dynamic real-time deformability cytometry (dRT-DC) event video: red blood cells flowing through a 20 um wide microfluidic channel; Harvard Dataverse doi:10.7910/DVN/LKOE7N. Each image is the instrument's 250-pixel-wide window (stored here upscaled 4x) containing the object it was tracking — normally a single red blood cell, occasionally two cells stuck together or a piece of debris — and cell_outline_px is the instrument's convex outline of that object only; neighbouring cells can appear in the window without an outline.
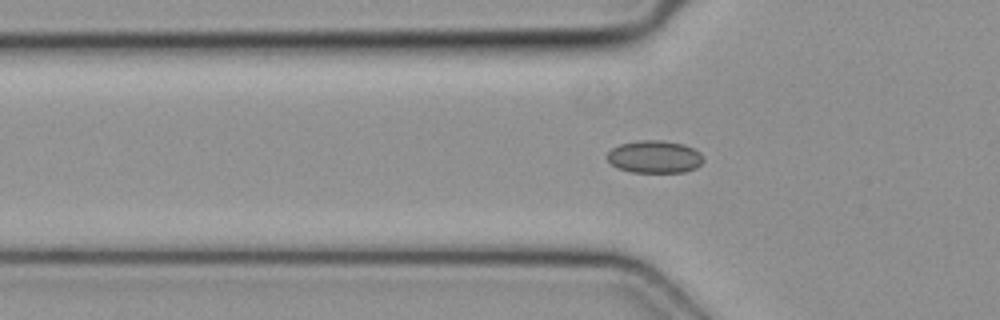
{"species": "common noctule bat (a hibernating species)", "species_latin": "Nyctalus noctula", "temperature_condition": "cold", "stored_images_in_passage": 34, "camera_frame_rate_fps": 3000, "um_per_image_px": 0.085, "animal": {"sex": "female", "body_mass_g": 19.3, "forearm_length_mm": 54.1}, "frame": {"image": 1, "passage_image": 8, "time_ms": 2.333, "image_size_px": [1000, 320], "cell_outline_px": [[704, 160], [696, 168], [684, 172], [632, 172], [620, 168], [612, 164], [608, 160], [608, 152], [612, 148], [620, 144], [636, 140], [660, 140], [684, 144], [700, 152]], "centroid_in_image_um": [55.66, 13.32], "position_along_channel_um": 70.1, "area_um2": 18.15}}
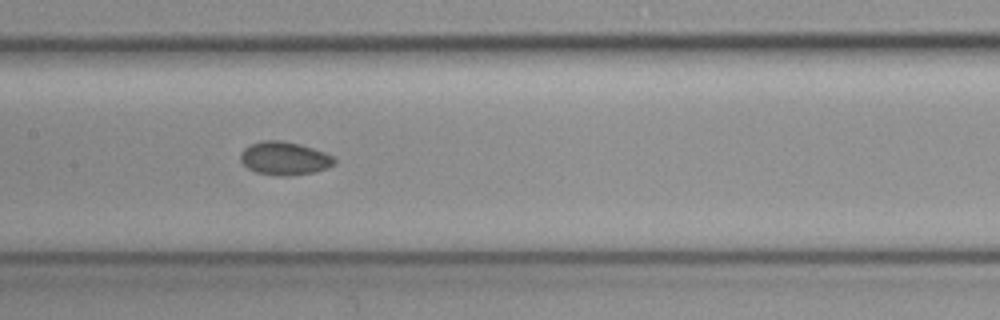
{"frame": {"image": 2, "passage_image": 16, "time_ms": 5.0, "image_size_px": [1000, 320], "cell_outline_px": [[336, 164], [328, 168], [316, 172], [292, 176], [276, 176], [256, 172], [248, 168], [240, 160], [240, 152], [244, 148], [252, 144], [264, 140], [284, 140], [300, 144], [324, 152], [332, 156], [336, 160]], "centroid_in_image_um": [24.2, 13.47], "position_along_channel_um": 183.2, "area_um2": 18.44}}
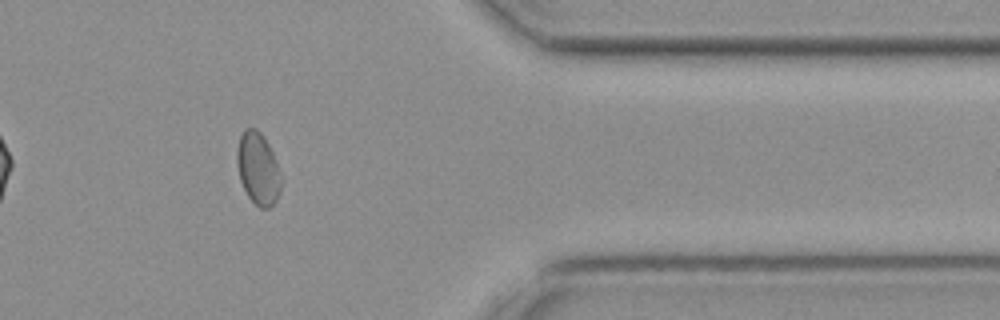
{"frame": {"image": 3, "passage_image": 32, "time_ms": 10.333, "image_size_px": [1000, 320], "cell_outline_px": [[280, 192], [276, 200], [268, 208], [260, 208], [248, 196], [240, 180], [236, 164], [236, 152], [240, 136], [244, 128], [256, 128], [264, 136], [272, 152], [276, 164], [280, 180]], "centroid_in_image_um": [21.89, 14.3], "position_along_channel_um": 389.5, "area_um2": 18.26}}